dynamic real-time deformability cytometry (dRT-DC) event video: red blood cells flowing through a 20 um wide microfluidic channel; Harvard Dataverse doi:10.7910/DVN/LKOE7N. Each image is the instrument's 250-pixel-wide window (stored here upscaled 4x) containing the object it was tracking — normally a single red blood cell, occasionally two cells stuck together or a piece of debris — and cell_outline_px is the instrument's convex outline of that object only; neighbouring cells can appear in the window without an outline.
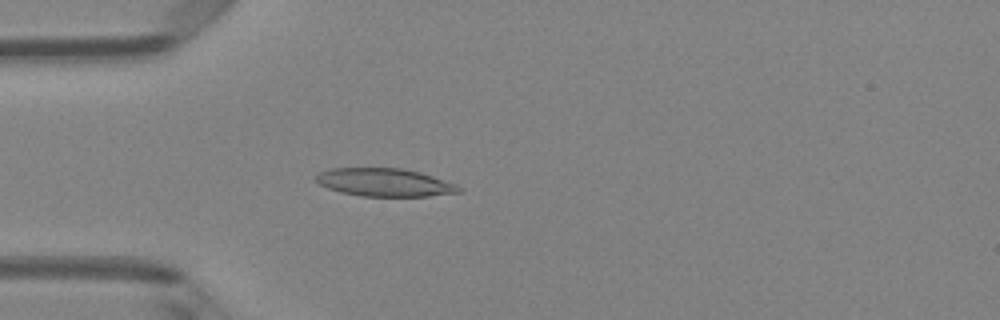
{"species": "Egyptian fruit bat (a non-hibernating species)", "species_latin": "Rousettus aegyptiacus", "temperature_condition": "room temperature", "stored_images_in_passage": 49, "camera_frame_rate_fps": 3000, "um_per_image_px": 0.085, "animal": {"sex": "female"}, "frame": {"image": 1, "passage_image": 14, "time_ms": 4.333, "image_size_px": [1000, 320], "cell_outline_px": [[440, 192], [420, 196], [376, 196], [348, 192], [336, 188], [352, 168], [384, 168], [412, 172], [436, 180]], "centroid_in_image_um": [32.94, 15.55], "position_along_channel_um": 52.1, "area_um2": 16.36}}
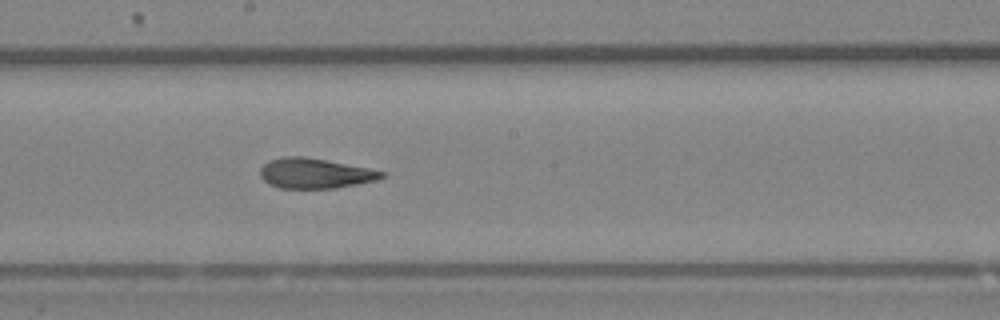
{"frame": {"image": 2, "passage_image": 27, "time_ms": 8.667, "image_size_px": [1000, 320], "cell_outline_px": [[380, 176], [364, 180], [344, 184], [316, 188], [296, 188], [276, 184], [268, 180], [264, 176], [264, 168], [268, 164], [276, 160], [316, 160], [380, 172]], "centroid_in_image_um": [26.71, 14.77], "position_along_channel_um": 221.5, "area_um2": 17.05}}
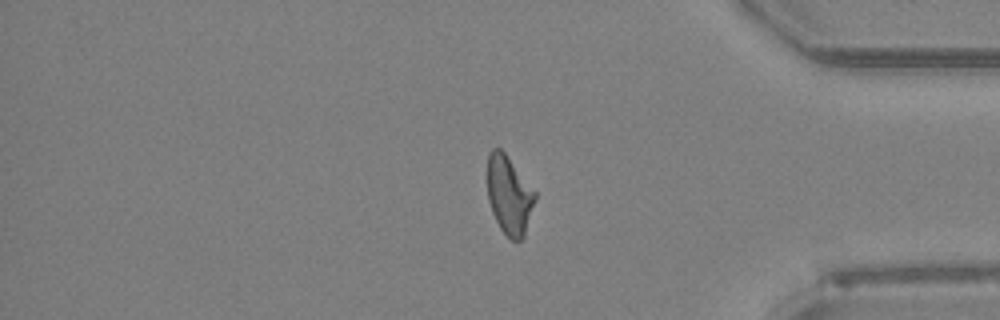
{"frame": {"image": 3, "passage_image": 41, "time_ms": 13.333, "image_size_px": [1000, 320], "cell_outline_px": [[532, 200], [520, 236], [516, 240], [508, 236], [504, 232], [492, 208], [488, 192], [488, 160], [500, 152], [508, 160], [532, 196]], "centroid_in_image_um": [43.17, 16.65], "position_along_channel_um": 392.0, "area_um2": 17.74}, "authors_computed_cell_mechanics": {"area_um2": 16.7042, "velocity_mm_per_s": 4.1195, "shape_relaxation_time_tau1_ms": null, "shape_relaxation_time_tau2_ms": 5.1904, "deformation_change_tau1": null, "deformation_change_tau2": 0.0885}}